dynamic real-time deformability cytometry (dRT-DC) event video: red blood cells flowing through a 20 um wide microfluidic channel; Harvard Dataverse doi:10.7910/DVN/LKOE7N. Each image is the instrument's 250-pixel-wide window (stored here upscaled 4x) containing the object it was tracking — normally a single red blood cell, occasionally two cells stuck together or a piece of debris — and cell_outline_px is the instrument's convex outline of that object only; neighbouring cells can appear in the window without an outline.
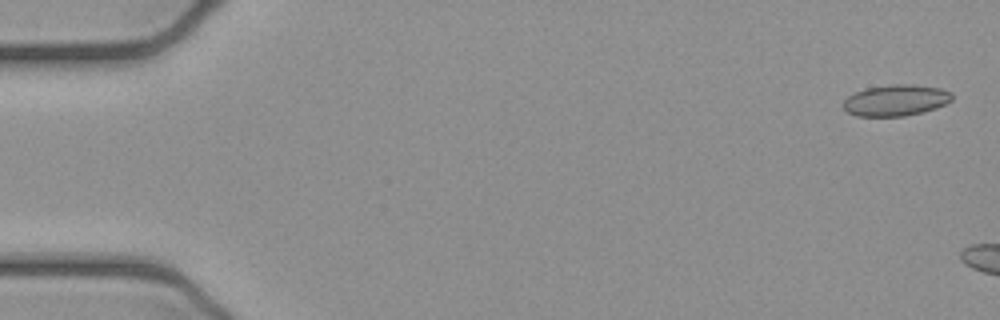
{"species": "common noctule bat (a hibernating species)", "species_latin": "Nyctalus noctula", "temperature_condition": "cold", "stored_images_in_passage": 6, "camera_frame_rate_fps": 3000, "um_per_image_px": 0.085, "animal": {"sex": "female", "body_mass_g": 21.9}, "frame": {"image": 1, "passage_image": 1, "time_ms": 0.0, "image_size_px": [1000, 320], "cell_outline_px": [[952, 100], [936, 108], [904, 116], [856, 116], [848, 112], [844, 108], [844, 100], [848, 96], [856, 92], [868, 88], [892, 84], [912, 84], [940, 88], [952, 92]], "centroid_in_image_um": [76.16, 8.52], "position_along_channel_um": 8.8, "area_um2": 19.59}}